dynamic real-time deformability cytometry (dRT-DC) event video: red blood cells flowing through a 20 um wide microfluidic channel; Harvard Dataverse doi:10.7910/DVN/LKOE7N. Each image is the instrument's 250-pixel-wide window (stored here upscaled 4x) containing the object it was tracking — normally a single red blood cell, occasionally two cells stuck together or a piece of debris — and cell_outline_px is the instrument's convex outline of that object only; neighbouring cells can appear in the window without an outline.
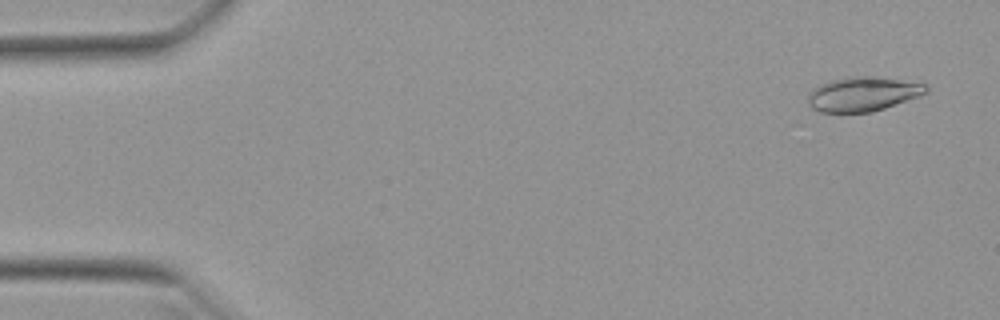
{"species": "Egyptian fruit bat (a non-hibernating species)", "species_latin": "Rousettus aegyptiacus", "temperature_condition": "warm", "stored_images_in_passage": 15, "camera_frame_rate_fps": 3000, "um_per_image_px": 0.085, "animal": {"sex": "female"}, "frame": {"image": 1, "passage_image": 3, "time_ms": 0.667, "image_size_px": [1000, 320], "cell_outline_px": [[928, 92], [884, 108], [872, 112], [820, 112], [812, 108], [808, 104], [808, 92], [832, 80], [856, 76], [872, 76], [928, 84]], "centroid_in_image_um": [73.34, 8.0], "position_along_channel_um": 11.7, "area_um2": 23.24}}